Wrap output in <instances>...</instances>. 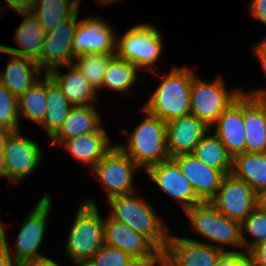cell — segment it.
Listing matches in <instances>:
<instances>
[{
	"label": "cell",
	"mask_w": 266,
	"mask_h": 266,
	"mask_svg": "<svg viewBox=\"0 0 266 266\" xmlns=\"http://www.w3.org/2000/svg\"><path fill=\"white\" fill-rule=\"evenodd\" d=\"M138 71L135 65L115 55L106 68L102 88L127 93L139 79Z\"/></svg>",
	"instance_id": "31"
},
{
	"label": "cell",
	"mask_w": 266,
	"mask_h": 266,
	"mask_svg": "<svg viewBox=\"0 0 266 266\" xmlns=\"http://www.w3.org/2000/svg\"><path fill=\"white\" fill-rule=\"evenodd\" d=\"M110 141L107 132H93L65 140L60 147L91 170L114 147Z\"/></svg>",
	"instance_id": "24"
},
{
	"label": "cell",
	"mask_w": 266,
	"mask_h": 266,
	"mask_svg": "<svg viewBox=\"0 0 266 266\" xmlns=\"http://www.w3.org/2000/svg\"><path fill=\"white\" fill-rule=\"evenodd\" d=\"M135 194L134 192L109 198L111 210L108 216L142 234L163 253L169 237L165 220L158 216L150 202Z\"/></svg>",
	"instance_id": "1"
},
{
	"label": "cell",
	"mask_w": 266,
	"mask_h": 266,
	"mask_svg": "<svg viewBox=\"0 0 266 266\" xmlns=\"http://www.w3.org/2000/svg\"><path fill=\"white\" fill-rule=\"evenodd\" d=\"M27 266H61L53 259L46 257L43 259H39L38 261H34L31 263L26 264Z\"/></svg>",
	"instance_id": "42"
},
{
	"label": "cell",
	"mask_w": 266,
	"mask_h": 266,
	"mask_svg": "<svg viewBox=\"0 0 266 266\" xmlns=\"http://www.w3.org/2000/svg\"><path fill=\"white\" fill-rule=\"evenodd\" d=\"M2 150L6 162V179L13 184L21 182L36 170L43 157L39 143L24 137L21 130L10 134Z\"/></svg>",
	"instance_id": "11"
},
{
	"label": "cell",
	"mask_w": 266,
	"mask_h": 266,
	"mask_svg": "<svg viewBox=\"0 0 266 266\" xmlns=\"http://www.w3.org/2000/svg\"><path fill=\"white\" fill-rule=\"evenodd\" d=\"M231 174L245 181L262 198L266 194V152H243L235 155Z\"/></svg>",
	"instance_id": "26"
},
{
	"label": "cell",
	"mask_w": 266,
	"mask_h": 266,
	"mask_svg": "<svg viewBox=\"0 0 266 266\" xmlns=\"http://www.w3.org/2000/svg\"><path fill=\"white\" fill-rule=\"evenodd\" d=\"M194 232L211 241V243L199 240H193L201 243H207L225 253H244L236 249L230 250L225 245L242 247L241 223L221 214L210 202H201L185 211ZM216 242V244L214 243ZM220 244V245H218Z\"/></svg>",
	"instance_id": "6"
},
{
	"label": "cell",
	"mask_w": 266,
	"mask_h": 266,
	"mask_svg": "<svg viewBox=\"0 0 266 266\" xmlns=\"http://www.w3.org/2000/svg\"><path fill=\"white\" fill-rule=\"evenodd\" d=\"M75 266H92L88 261L86 262H73Z\"/></svg>",
	"instance_id": "47"
},
{
	"label": "cell",
	"mask_w": 266,
	"mask_h": 266,
	"mask_svg": "<svg viewBox=\"0 0 266 266\" xmlns=\"http://www.w3.org/2000/svg\"><path fill=\"white\" fill-rule=\"evenodd\" d=\"M246 255L251 266H266V241H262L251 247Z\"/></svg>",
	"instance_id": "37"
},
{
	"label": "cell",
	"mask_w": 266,
	"mask_h": 266,
	"mask_svg": "<svg viewBox=\"0 0 266 266\" xmlns=\"http://www.w3.org/2000/svg\"><path fill=\"white\" fill-rule=\"evenodd\" d=\"M141 110L146 116L129 134L127 145L117 144V146L146 171L150 166L170 156L166 145V122L143 108Z\"/></svg>",
	"instance_id": "4"
},
{
	"label": "cell",
	"mask_w": 266,
	"mask_h": 266,
	"mask_svg": "<svg viewBox=\"0 0 266 266\" xmlns=\"http://www.w3.org/2000/svg\"><path fill=\"white\" fill-rule=\"evenodd\" d=\"M135 259L123 250L104 244L88 262L92 266H127Z\"/></svg>",
	"instance_id": "35"
},
{
	"label": "cell",
	"mask_w": 266,
	"mask_h": 266,
	"mask_svg": "<svg viewBox=\"0 0 266 266\" xmlns=\"http://www.w3.org/2000/svg\"><path fill=\"white\" fill-rule=\"evenodd\" d=\"M91 198L79 205L68 233L65 251L72 262H86L104 245L105 219Z\"/></svg>",
	"instance_id": "3"
},
{
	"label": "cell",
	"mask_w": 266,
	"mask_h": 266,
	"mask_svg": "<svg viewBox=\"0 0 266 266\" xmlns=\"http://www.w3.org/2000/svg\"><path fill=\"white\" fill-rule=\"evenodd\" d=\"M221 214L242 223L262 203L260 195L245 181L226 175L209 201Z\"/></svg>",
	"instance_id": "10"
},
{
	"label": "cell",
	"mask_w": 266,
	"mask_h": 266,
	"mask_svg": "<svg viewBox=\"0 0 266 266\" xmlns=\"http://www.w3.org/2000/svg\"><path fill=\"white\" fill-rule=\"evenodd\" d=\"M262 203L266 206V194L262 197Z\"/></svg>",
	"instance_id": "48"
},
{
	"label": "cell",
	"mask_w": 266,
	"mask_h": 266,
	"mask_svg": "<svg viewBox=\"0 0 266 266\" xmlns=\"http://www.w3.org/2000/svg\"><path fill=\"white\" fill-rule=\"evenodd\" d=\"M172 158L191 183L196 195L203 202H209L216 195L226 175L221 170L205 165L191 153L179 154Z\"/></svg>",
	"instance_id": "18"
},
{
	"label": "cell",
	"mask_w": 266,
	"mask_h": 266,
	"mask_svg": "<svg viewBox=\"0 0 266 266\" xmlns=\"http://www.w3.org/2000/svg\"><path fill=\"white\" fill-rule=\"evenodd\" d=\"M245 152H266V89L243 91Z\"/></svg>",
	"instance_id": "17"
},
{
	"label": "cell",
	"mask_w": 266,
	"mask_h": 266,
	"mask_svg": "<svg viewBox=\"0 0 266 266\" xmlns=\"http://www.w3.org/2000/svg\"><path fill=\"white\" fill-rule=\"evenodd\" d=\"M19 119L18 98L0 82V126L18 132Z\"/></svg>",
	"instance_id": "34"
},
{
	"label": "cell",
	"mask_w": 266,
	"mask_h": 266,
	"mask_svg": "<svg viewBox=\"0 0 266 266\" xmlns=\"http://www.w3.org/2000/svg\"><path fill=\"white\" fill-rule=\"evenodd\" d=\"M251 235L253 240H248L246 235ZM241 240L246 253L259 242L266 241V206L261 203L241 223Z\"/></svg>",
	"instance_id": "33"
},
{
	"label": "cell",
	"mask_w": 266,
	"mask_h": 266,
	"mask_svg": "<svg viewBox=\"0 0 266 266\" xmlns=\"http://www.w3.org/2000/svg\"><path fill=\"white\" fill-rule=\"evenodd\" d=\"M113 28L98 16L79 20L72 42L74 55L116 52L117 36Z\"/></svg>",
	"instance_id": "16"
},
{
	"label": "cell",
	"mask_w": 266,
	"mask_h": 266,
	"mask_svg": "<svg viewBox=\"0 0 266 266\" xmlns=\"http://www.w3.org/2000/svg\"><path fill=\"white\" fill-rule=\"evenodd\" d=\"M12 133L11 130L0 126V150L3 149L7 138L10 136V134Z\"/></svg>",
	"instance_id": "43"
},
{
	"label": "cell",
	"mask_w": 266,
	"mask_h": 266,
	"mask_svg": "<svg viewBox=\"0 0 266 266\" xmlns=\"http://www.w3.org/2000/svg\"><path fill=\"white\" fill-rule=\"evenodd\" d=\"M127 266H151V265L143 260L135 259L131 264Z\"/></svg>",
	"instance_id": "45"
},
{
	"label": "cell",
	"mask_w": 266,
	"mask_h": 266,
	"mask_svg": "<svg viewBox=\"0 0 266 266\" xmlns=\"http://www.w3.org/2000/svg\"><path fill=\"white\" fill-rule=\"evenodd\" d=\"M94 105L72 106L60 129L50 138L55 146L65 140L93 132H107Z\"/></svg>",
	"instance_id": "22"
},
{
	"label": "cell",
	"mask_w": 266,
	"mask_h": 266,
	"mask_svg": "<svg viewBox=\"0 0 266 266\" xmlns=\"http://www.w3.org/2000/svg\"><path fill=\"white\" fill-rule=\"evenodd\" d=\"M64 67L67 68V72L61 74L59 68ZM48 75L60 87L72 106L94 105L93 103L97 101L98 93L93 90L74 64L55 68Z\"/></svg>",
	"instance_id": "25"
},
{
	"label": "cell",
	"mask_w": 266,
	"mask_h": 266,
	"mask_svg": "<svg viewBox=\"0 0 266 266\" xmlns=\"http://www.w3.org/2000/svg\"><path fill=\"white\" fill-rule=\"evenodd\" d=\"M71 107L60 87L47 74V111L39 126L44 127L49 138L60 129Z\"/></svg>",
	"instance_id": "29"
},
{
	"label": "cell",
	"mask_w": 266,
	"mask_h": 266,
	"mask_svg": "<svg viewBox=\"0 0 266 266\" xmlns=\"http://www.w3.org/2000/svg\"><path fill=\"white\" fill-rule=\"evenodd\" d=\"M52 198L48 194L43 195L36 203L35 208L23 220V224L19 229V233L14 244L15 249L9 251V243L5 225L0 220V238L5 244L9 255L18 265H26L28 263L46 258L39 251L44 240L45 230L47 227L48 217L51 211ZM12 253V254H11Z\"/></svg>",
	"instance_id": "5"
},
{
	"label": "cell",
	"mask_w": 266,
	"mask_h": 266,
	"mask_svg": "<svg viewBox=\"0 0 266 266\" xmlns=\"http://www.w3.org/2000/svg\"><path fill=\"white\" fill-rule=\"evenodd\" d=\"M100 5H107V4H111V3H115V2H120L122 0H96Z\"/></svg>",
	"instance_id": "46"
},
{
	"label": "cell",
	"mask_w": 266,
	"mask_h": 266,
	"mask_svg": "<svg viewBox=\"0 0 266 266\" xmlns=\"http://www.w3.org/2000/svg\"><path fill=\"white\" fill-rule=\"evenodd\" d=\"M11 10H27L30 9L33 0H4Z\"/></svg>",
	"instance_id": "41"
},
{
	"label": "cell",
	"mask_w": 266,
	"mask_h": 266,
	"mask_svg": "<svg viewBox=\"0 0 266 266\" xmlns=\"http://www.w3.org/2000/svg\"><path fill=\"white\" fill-rule=\"evenodd\" d=\"M253 52L256 54L257 59L260 62V65L266 75V35L265 37L260 40V42L256 43L253 46Z\"/></svg>",
	"instance_id": "39"
},
{
	"label": "cell",
	"mask_w": 266,
	"mask_h": 266,
	"mask_svg": "<svg viewBox=\"0 0 266 266\" xmlns=\"http://www.w3.org/2000/svg\"><path fill=\"white\" fill-rule=\"evenodd\" d=\"M18 98V115L39 125L47 111V74Z\"/></svg>",
	"instance_id": "30"
},
{
	"label": "cell",
	"mask_w": 266,
	"mask_h": 266,
	"mask_svg": "<svg viewBox=\"0 0 266 266\" xmlns=\"http://www.w3.org/2000/svg\"><path fill=\"white\" fill-rule=\"evenodd\" d=\"M145 172L166 195L177 199L184 211L203 202L172 157L150 166Z\"/></svg>",
	"instance_id": "15"
},
{
	"label": "cell",
	"mask_w": 266,
	"mask_h": 266,
	"mask_svg": "<svg viewBox=\"0 0 266 266\" xmlns=\"http://www.w3.org/2000/svg\"><path fill=\"white\" fill-rule=\"evenodd\" d=\"M18 264L9 255L4 242L0 238V266H17Z\"/></svg>",
	"instance_id": "40"
},
{
	"label": "cell",
	"mask_w": 266,
	"mask_h": 266,
	"mask_svg": "<svg viewBox=\"0 0 266 266\" xmlns=\"http://www.w3.org/2000/svg\"><path fill=\"white\" fill-rule=\"evenodd\" d=\"M115 52L87 53L76 56L74 65L96 92L102 90L106 68Z\"/></svg>",
	"instance_id": "32"
},
{
	"label": "cell",
	"mask_w": 266,
	"mask_h": 266,
	"mask_svg": "<svg viewBox=\"0 0 266 266\" xmlns=\"http://www.w3.org/2000/svg\"><path fill=\"white\" fill-rule=\"evenodd\" d=\"M215 266H251L246 253H224Z\"/></svg>",
	"instance_id": "36"
},
{
	"label": "cell",
	"mask_w": 266,
	"mask_h": 266,
	"mask_svg": "<svg viewBox=\"0 0 266 266\" xmlns=\"http://www.w3.org/2000/svg\"><path fill=\"white\" fill-rule=\"evenodd\" d=\"M104 244L123 250L151 266H162V253L146 237L109 216L104 223Z\"/></svg>",
	"instance_id": "12"
},
{
	"label": "cell",
	"mask_w": 266,
	"mask_h": 266,
	"mask_svg": "<svg viewBox=\"0 0 266 266\" xmlns=\"http://www.w3.org/2000/svg\"><path fill=\"white\" fill-rule=\"evenodd\" d=\"M17 12L24 18L16 29L14 39L21 48L5 45H1V47L9 54L22 56L36 62L41 68V55L46 33L31 10H19Z\"/></svg>",
	"instance_id": "21"
},
{
	"label": "cell",
	"mask_w": 266,
	"mask_h": 266,
	"mask_svg": "<svg viewBox=\"0 0 266 266\" xmlns=\"http://www.w3.org/2000/svg\"><path fill=\"white\" fill-rule=\"evenodd\" d=\"M140 167L117 144L92 169L111 197L135 192L134 171Z\"/></svg>",
	"instance_id": "9"
},
{
	"label": "cell",
	"mask_w": 266,
	"mask_h": 266,
	"mask_svg": "<svg viewBox=\"0 0 266 266\" xmlns=\"http://www.w3.org/2000/svg\"><path fill=\"white\" fill-rule=\"evenodd\" d=\"M78 24V13L57 24L46 33L41 55V70L48 74L51 70L74 63L73 36Z\"/></svg>",
	"instance_id": "14"
},
{
	"label": "cell",
	"mask_w": 266,
	"mask_h": 266,
	"mask_svg": "<svg viewBox=\"0 0 266 266\" xmlns=\"http://www.w3.org/2000/svg\"><path fill=\"white\" fill-rule=\"evenodd\" d=\"M249 11L258 21L266 24V0H252Z\"/></svg>",
	"instance_id": "38"
},
{
	"label": "cell",
	"mask_w": 266,
	"mask_h": 266,
	"mask_svg": "<svg viewBox=\"0 0 266 266\" xmlns=\"http://www.w3.org/2000/svg\"><path fill=\"white\" fill-rule=\"evenodd\" d=\"M163 49L161 31L152 24H137L117 37L115 55L129 61L139 70L156 67Z\"/></svg>",
	"instance_id": "7"
},
{
	"label": "cell",
	"mask_w": 266,
	"mask_h": 266,
	"mask_svg": "<svg viewBox=\"0 0 266 266\" xmlns=\"http://www.w3.org/2000/svg\"><path fill=\"white\" fill-rule=\"evenodd\" d=\"M80 0H33L29 10L47 33L60 22L79 13Z\"/></svg>",
	"instance_id": "27"
},
{
	"label": "cell",
	"mask_w": 266,
	"mask_h": 266,
	"mask_svg": "<svg viewBox=\"0 0 266 266\" xmlns=\"http://www.w3.org/2000/svg\"><path fill=\"white\" fill-rule=\"evenodd\" d=\"M207 132L195 145L192 155L205 165L221 170L225 175L232 172L233 157L227 152L225 145L217 135Z\"/></svg>",
	"instance_id": "28"
},
{
	"label": "cell",
	"mask_w": 266,
	"mask_h": 266,
	"mask_svg": "<svg viewBox=\"0 0 266 266\" xmlns=\"http://www.w3.org/2000/svg\"><path fill=\"white\" fill-rule=\"evenodd\" d=\"M224 253L207 243L170 233L162 253V266H215Z\"/></svg>",
	"instance_id": "13"
},
{
	"label": "cell",
	"mask_w": 266,
	"mask_h": 266,
	"mask_svg": "<svg viewBox=\"0 0 266 266\" xmlns=\"http://www.w3.org/2000/svg\"><path fill=\"white\" fill-rule=\"evenodd\" d=\"M194 71L190 67H173L164 73L162 81L143 109L168 122L190 114V87Z\"/></svg>",
	"instance_id": "2"
},
{
	"label": "cell",
	"mask_w": 266,
	"mask_h": 266,
	"mask_svg": "<svg viewBox=\"0 0 266 266\" xmlns=\"http://www.w3.org/2000/svg\"><path fill=\"white\" fill-rule=\"evenodd\" d=\"M210 131L219 137L232 157L245 152L243 93L223 111Z\"/></svg>",
	"instance_id": "20"
},
{
	"label": "cell",
	"mask_w": 266,
	"mask_h": 266,
	"mask_svg": "<svg viewBox=\"0 0 266 266\" xmlns=\"http://www.w3.org/2000/svg\"><path fill=\"white\" fill-rule=\"evenodd\" d=\"M243 91H228L221 76L207 82L195 74L190 87V113L211 127Z\"/></svg>",
	"instance_id": "8"
},
{
	"label": "cell",
	"mask_w": 266,
	"mask_h": 266,
	"mask_svg": "<svg viewBox=\"0 0 266 266\" xmlns=\"http://www.w3.org/2000/svg\"><path fill=\"white\" fill-rule=\"evenodd\" d=\"M209 131L210 127L191 113L166 122V145L169 156L191 153Z\"/></svg>",
	"instance_id": "19"
},
{
	"label": "cell",
	"mask_w": 266,
	"mask_h": 266,
	"mask_svg": "<svg viewBox=\"0 0 266 266\" xmlns=\"http://www.w3.org/2000/svg\"><path fill=\"white\" fill-rule=\"evenodd\" d=\"M0 52L11 55L4 70L0 72V82L17 98L26 93L39 81L41 68L39 65L27 58L9 54L0 44Z\"/></svg>",
	"instance_id": "23"
},
{
	"label": "cell",
	"mask_w": 266,
	"mask_h": 266,
	"mask_svg": "<svg viewBox=\"0 0 266 266\" xmlns=\"http://www.w3.org/2000/svg\"><path fill=\"white\" fill-rule=\"evenodd\" d=\"M0 177L6 179V162L3 150H0Z\"/></svg>",
	"instance_id": "44"
}]
</instances>
